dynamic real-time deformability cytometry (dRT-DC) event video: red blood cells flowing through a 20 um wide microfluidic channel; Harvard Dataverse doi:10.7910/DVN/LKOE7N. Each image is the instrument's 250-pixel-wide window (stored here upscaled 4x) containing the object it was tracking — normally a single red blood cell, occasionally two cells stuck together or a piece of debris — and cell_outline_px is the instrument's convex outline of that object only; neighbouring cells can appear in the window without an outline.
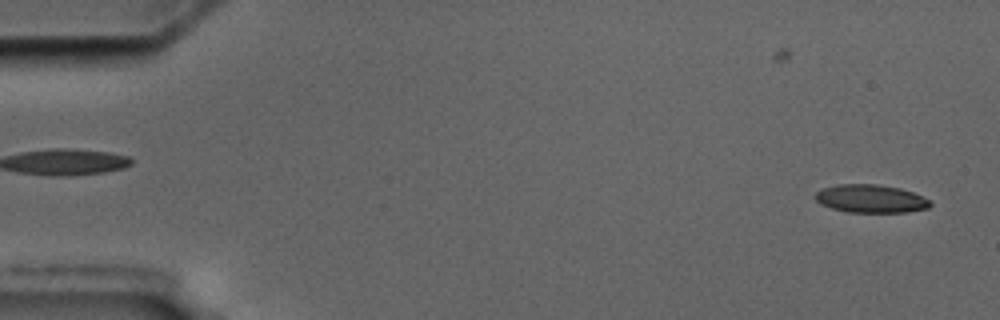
{"species": "common noctule bat (a hibernating species)", "species_latin": "Nyctalus noctula", "temperature_condition": "cold", "stored_images_in_passage": 56, "camera_frame_rate_fps": 3000, "um_per_image_px": 0.085, "animal": {"sex": "male", "body_mass_g": 17.5, "forearm_length_mm": 52.3}, "frame": {"image": 1, "passage_image": 2, "time_ms": 0.333, "image_size_px": [1000, 320], "cell_outline_px": [[932, 204], [928, 208], [908, 212], [848, 212], [832, 208], [820, 204], [816, 200], [816, 192], [824, 188], [836, 184], [876, 184], [900, 188], [912, 192], [928, 200]], "centroid_in_image_um": [74.0, 16.89], "position_along_channel_um": 11.0, "area_um2": 18.67}}
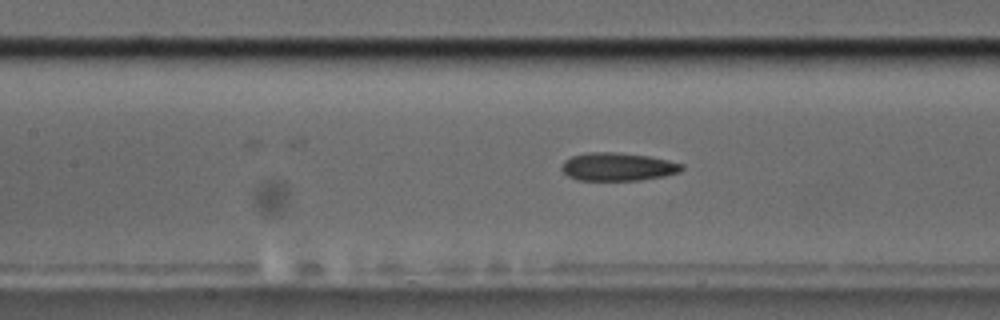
{"frame": {"image": 2, "passage_image": 25, "time_ms": 8.0, "image_size_px": [1000, 320], "cell_outline_px": [[684, 168], [680, 172], [664, 176], [640, 180], [580, 180], [568, 176], [560, 168], [564, 160], [572, 156], [588, 152], [616, 152], [648, 156], [684, 164]], "centroid_in_image_um": [52.51, 14.17], "position_along_channel_um": 154.9, "area_um2": 19.65}}
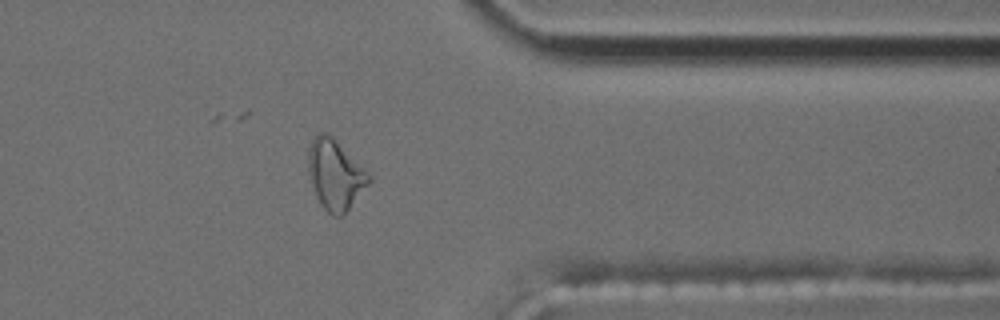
{"frame": {"image": 3, "passage_image": 45, "time_ms": 14.667, "image_size_px": [1000, 320], "cell_outline_px": [[372, 180], [344, 216], [332, 216], [320, 204], [308, 172], [308, 148], [312, 140], [320, 132], [328, 132], [372, 176]], "centroid_in_image_um": [28.51, 14.86], "position_along_channel_um": 382.9, "area_um2": 24.68}, "authors_computed_cell_mechanics": {"area_um2": 19.8832, "velocity_mm_per_s": 3.5664, "shape_relaxation_time_tau1_ms": 7.6797, "shape_relaxation_time_tau2_ms": 3.8047, "deformation_change_tau1": 0.1929, "deformation_change_tau2": 0.1433}}